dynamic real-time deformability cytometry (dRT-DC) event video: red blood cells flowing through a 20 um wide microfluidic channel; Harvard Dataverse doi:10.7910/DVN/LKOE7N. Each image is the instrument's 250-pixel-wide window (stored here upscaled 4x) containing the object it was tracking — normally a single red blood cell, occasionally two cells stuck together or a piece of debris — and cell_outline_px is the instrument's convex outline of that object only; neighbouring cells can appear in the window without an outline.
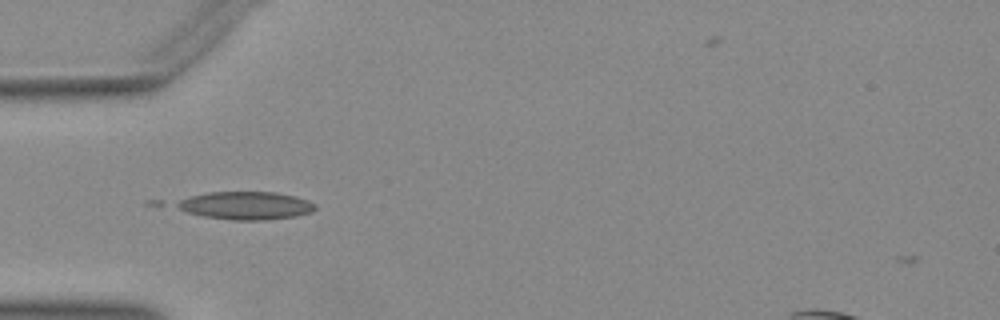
{"species": "Egyptian fruit bat (a non-hibernating species)", "species_latin": "Rousettus aegyptiacus", "temperature_condition": "warm", "stored_images_in_passage": 36, "camera_frame_rate_fps": 3000, "um_per_image_px": 0.085, "animal": {"sex": "female"}, "frame": {"image": 1, "passage_image": 1, "time_ms": 0.0, "image_size_px": [1000, 320], "cell_outline_px": [[316, 208], [312, 212], [296, 216], [264, 220], [232, 220], [204, 216], [188, 212], [172, 204], [188, 196], [208, 192], [272, 192], [292, 196], [308, 200], [316, 204]], "centroid_in_image_um": [20.89, 17.47], "position_along_channel_um": 64.1, "area_um2": 22.43}}
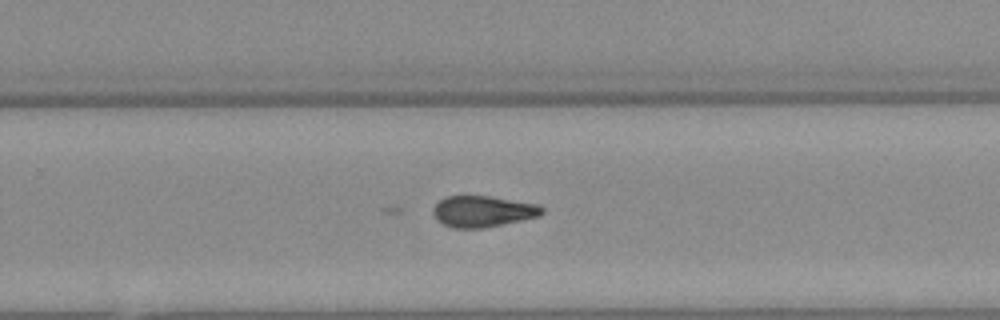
{"frame": {"image": 2, "passage_image": 18, "time_ms": 5.667, "image_size_px": [1000, 320], "cell_outline_px": [[544, 212], [540, 216], [480, 228], [452, 228], [436, 220], [432, 212], [432, 208], [444, 196], [488, 196], [536, 204], [544, 208]], "centroid_in_image_um": [40.99, 17.96], "position_along_channel_um": 288.8, "area_um2": 19.59}}
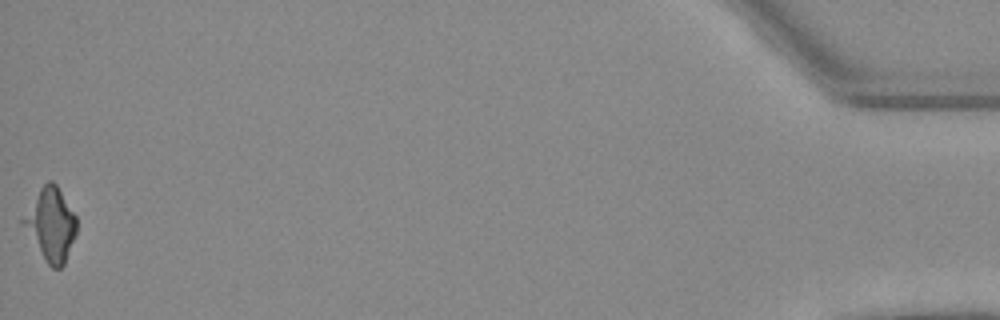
{"frame": {"image": 3, "passage_image": 36, "time_ms": 11.667, "image_size_px": [1000, 320], "cell_outline_px": [[76, 232], [64, 264], [60, 268], [52, 268], [44, 260], [20, 224], [20, 220], [40, 188], [48, 180], [52, 180], [56, 184], [76, 216]], "centroid_in_image_um": [4.29, 19.08], "position_along_channel_um": 430.9, "area_um2": 22.43}}